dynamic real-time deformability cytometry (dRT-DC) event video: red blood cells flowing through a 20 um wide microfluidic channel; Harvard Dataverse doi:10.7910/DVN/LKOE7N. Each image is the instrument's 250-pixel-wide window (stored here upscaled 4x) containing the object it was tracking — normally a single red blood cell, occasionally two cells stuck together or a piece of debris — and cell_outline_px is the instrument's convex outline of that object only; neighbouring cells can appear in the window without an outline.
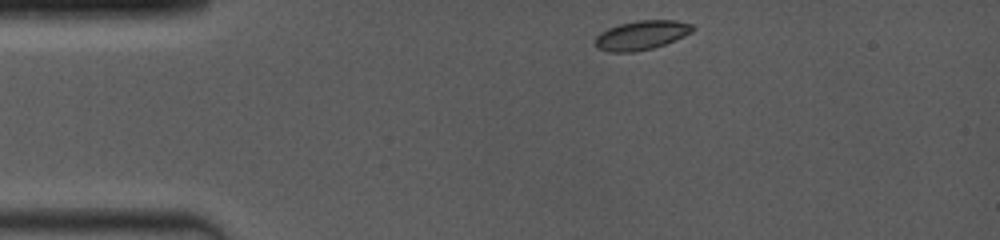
{"species": "common noctule bat (a hibernating species)", "species_latin": "Nyctalus noctula", "temperature_condition": "room temperature", "stored_images_in_passage": 63, "camera_frame_rate_fps": 4000, "um_per_image_px": 0.085, "animal": {"sex": "female", "body_mass_g": 19.0, "forearm_length_mm": 53.3}, "frame": {"image": 1, "passage_image": 1, "time_ms": 0.0, "image_size_px": [1000, 240], "cell_outline_px": [[696, 28], [692, 32], [676, 40], [652, 48], [632, 52], [608, 52], [596, 48], [596, 36], [600, 32], [608, 28], [620, 24], [640, 20], [676, 20], [692, 24]], "centroid_in_image_um": [54.54, 2.99], "position_along_channel_um": 30.5, "area_um2": 16.59}}
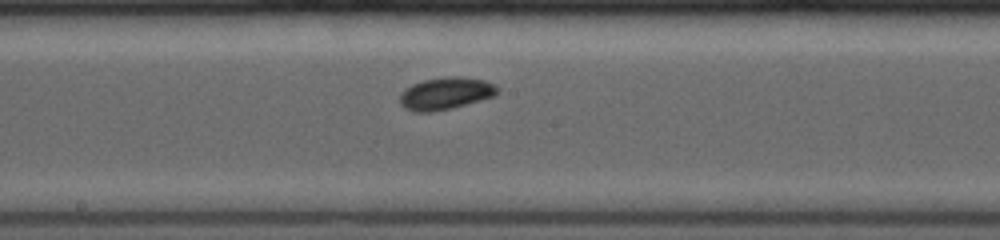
{"frame": {"image": 2, "passage_image": 22, "time_ms": 5.75, "image_size_px": [1000, 240], "cell_outline_px": [[500, 92], [496, 96], [452, 108], [432, 112], [412, 112], [404, 108], [400, 104], [400, 92], [404, 88], [412, 84], [424, 80], [452, 76], [460, 76], [484, 80], [500, 88]], "centroid_in_image_um": [37.87, 7.95], "position_along_channel_um": 210.3, "area_um2": 18.55}}
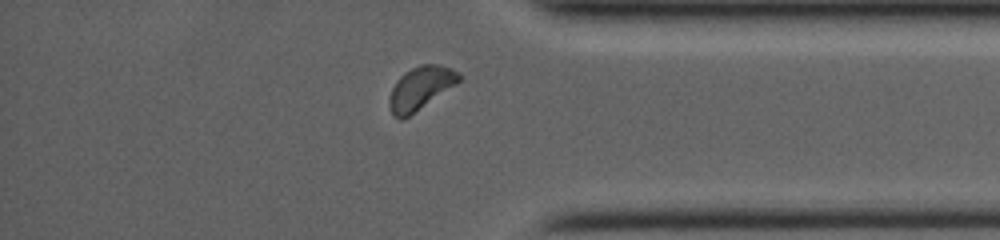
{"frame": {"image": 3, "passage_image": 52, "time_ms": 10.5, "image_size_px": [1000, 240], "cell_outline_px": [[460, 80], [456, 84], [408, 116], [400, 120], [392, 116], [388, 104], [388, 100], [392, 88], [396, 80], [404, 72], [420, 64], [440, 64], [460, 72]], "centroid_in_image_um": [35.71, 7.48], "position_along_channel_um": 399.5, "area_um2": 17.4}, "authors_computed_cell_mechanics": {"area_um2": 17.051, "velocity_mm_per_s": 4.0455, "shape_relaxation_time_tau1_ms": 2.3737, "shape_relaxation_time_tau2_ms": 8.6928, "deformation_change_tau1": 0.0495, "deformation_change_tau2": 0.0772}}